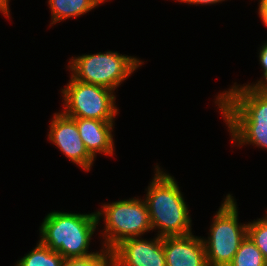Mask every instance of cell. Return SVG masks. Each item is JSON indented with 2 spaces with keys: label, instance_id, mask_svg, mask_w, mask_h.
<instances>
[{
  "label": "cell",
  "instance_id": "6da1fadb",
  "mask_svg": "<svg viewBox=\"0 0 267 266\" xmlns=\"http://www.w3.org/2000/svg\"><path fill=\"white\" fill-rule=\"evenodd\" d=\"M216 103L236 145L267 149V96L257 86L233 85Z\"/></svg>",
  "mask_w": 267,
  "mask_h": 266
},
{
  "label": "cell",
  "instance_id": "7a4b0ae2",
  "mask_svg": "<svg viewBox=\"0 0 267 266\" xmlns=\"http://www.w3.org/2000/svg\"><path fill=\"white\" fill-rule=\"evenodd\" d=\"M155 166V175L148 186L147 204L152 229L158 228L160 237L191 234V218L188 205L176 180Z\"/></svg>",
  "mask_w": 267,
  "mask_h": 266
},
{
  "label": "cell",
  "instance_id": "3957f363",
  "mask_svg": "<svg viewBox=\"0 0 267 266\" xmlns=\"http://www.w3.org/2000/svg\"><path fill=\"white\" fill-rule=\"evenodd\" d=\"M98 223L96 212H50L40 226L39 241L64 259L86 257L97 253H89L88 249Z\"/></svg>",
  "mask_w": 267,
  "mask_h": 266
},
{
  "label": "cell",
  "instance_id": "277c9868",
  "mask_svg": "<svg viewBox=\"0 0 267 266\" xmlns=\"http://www.w3.org/2000/svg\"><path fill=\"white\" fill-rule=\"evenodd\" d=\"M142 64L136 57L107 51L71 58L68 68L75 80L115 91Z\"/></svg>",
  "mask_w": 267,
  "mask_h": 266
},
{
  "label": "cell",
  "instance_id": "5b68a950",
  "mask_svg": "<svg viewBox=\"0 0 267 266\" xmlns=\"http://www.w3.org/2000/svg\"><path fill=\"white\" fill-rule=\"evenodd\" d=\"M234 197L228 194L203 239L208 266H228L247 236V224H239Z\"/></svg>",
  "mask_w": 267,
  "mask_h": 266
},
{
  "label": "cell",
  "instance_id": "8992f818",
  "mask_svg": "<svg viewBox=\"0 0 267 266\" xmlns=\"http://www.w3.org/2000/svg\"><path fill=\"white\" fill-rule=\"evenodd\" d=\"M104 216V248L112 250L122 240L143 236L153 231L147 204L143 199L132 198L104 204L102 210L96 212L98 222Z\"/></svg>",
  "mask_w": 267,
  "mask_h": 266
},
{
  "label": "cell",
  "instance_id": "52a82bcc",
  "mask_svg": "<svg viewBox=\"0 0 267 266\" xmlns=\"http://www.w3.org/2000/svg\"><path fill=\"white\" fill-rule=\"evenodd\" d=\"M61 92L65 109L62 113L68 117L114 121L118 113L114 91L106 87L84 83L71 77Z\"/></svg>",
  "mask_w": 267,
  "mask_h": 266
},
{
  "label": "cell",
  "instance_id": "ba28073f",
  "mask_svg": "<svg viewBox=\"0 0 267 266\" xmlns=\"http://www.w3.org/2000/svg\"><path fill=\"white\" fill-rule=\"evenodd\" d=\"M49 140L56 145L69 160L89 171L95 159L88 153L79 136L76 122L62 112L55 113L50 123Z\"/></svg>",
  "mask_w": 267,
  "mask_h": 266
},
{
  "label": "cell",
  "instance_id": "9c48e42d",
  "mask_svg": "<svg viewBox=\"0 0 267 266\" xmlns=\"http://www.w3.org/2000/svg\"><path fill=\"white\" fill-rule=\"evenodd\" d=\"M140 238L124 239L111 250L114 266H166L163 237Z\"/></svg>",
  "mask_w": 267,
  "mask_h": 266
},
{
  "label": "cell",
  "instance_id": "30bf717a",
  "mask_svg": "<svg viewBox=\"0 0 267 266\" xmlns=\"http://www.w3.org/2000/svg\"><path fill=\"white\" fill-rule=\"evenodd\" d=\"M166 266H208L203 239L188 234L163 237Z\"/></svg>",
  "mask_w": 267,
  "mask_h": 266
},
{
  "label": "cell",
  "instance_id": "8fae6325",
  "mask_svg": "<svg viewBox=\"0 0 267 266\" xmlns=\"http://www.w3.org/2000/svg\"><path fill=\"white\" fill-rule=\"evenodd\" d=\"M72 118L78 127L79 136L88 153L95 158L97 153L113 155V122L78 117Z\"/></svg>",
  "mask_w": 267,
  "mask_h": 266
},
{
  "label": "cell",
  "instance_id": "7c38bea8",
  "mask_svg": "<svg viewBox=\"0 0 267 266\" xmlns=\"http://www.w3.org/2000/svg\"><path fill=\"white\" fill-rule=\"evenodd\" d=\"M107 0H49L52 24L86 14Z\"/></svg>",
  "mask_w": 267,
  "mask_h": 266
},
{
  "label": "cell",
  "instance_id": "4fadbf2b",
  "mask_svg": "<svg viewBox=\"0 0 267 266\" xmlns=\"http://www.w3.org/2000/svg\"><path fill=\"white\" fill-rule=\"evenodd\" d=\"M64 258L38 241L36 247L17 261L16 266H63Z\"/></svg>",
  "mask_w": 267,
  "mask_h": 266
},
{
  "label": "cell",
  "instance_id": "5bb4252c",
  "mask_svg": "<svg viewBox=\"0 0 267 266\" xmlns=\"http://www.w3.org/2000/svg\"><path fill=\"white\" fill-rule=\"evenodd\" d=\"M228 266H267V261L253 241L246 236Z\"/></svg>",
  "mask_w": 267,
  "mask_h": 266
},
{
  "label": "cell",
  "instance_id": "9a60e30c",
  "mask_svg": "<svg viewBox=\"0 0 267 266\" xmlns=\"http://www.w3.org/2000/svg\"><path fill=\"white\" fill-rule=\"evenodd\" d=\"M63 266H114L110 250L101 249L100 252L86 257L67 258Z\"/></svg>",
  "mask_w": 267,
  "mask_h": 266
},
{
  "label": "cell",
  "instance_id": "2e32d148",
  "mask_svg": "<svg viewBox=\"0 0 267 266\" xmlns=\"http://www.w3.org/2000/svg\"><path fill=\"white\" fill-rule=\"evenodd\" d=\"M247 236L262 252L267 261V215L247 224Z\"/></svg>",
  "mask_w": 267,
  "mask_h": 266
},
{
  "label": "cell",
  "instance_id": "e0dca14e",
  "mask_svg": "<svg viewBox=\"0 0 267 266\" xmlns=\"http://www.w3.org/2000/svg\"><path fill=\"white\" fill-rule=\"evenodd\" d=\"M259 61L264 72V80H267V42L260 48Z\"/></svg>",
  "mask_w": 267,
  "mask_h": 266
},
{
  "label": "cell",
  "instance_id": "ac0fdd59",
  "mask_svg": "<svg viewBox=\"0 0 267 266\" xmlns=\"http://www.w3.org/2000/svg\"><path fill=\"white\" fill-rule=\"evenodd\" d=\"M259 17H261L262 22L267 26V0L259 1Z\"/></svg>",
  "mask_w": 267,
  "mask_h": 266
},
{
  "label": "cell",
  "instance_id": "d6986e66",
  "mask_svg": "<svg viewBox=\"0 0 267 266\" xmlns=\"http://www.w3.org/2000/svg\"><path fill=\"white\" fill-rule=\"evenodd\" d=\"M179 2H183V3H190V5H195V4H216V3H219V2H222V1H225V0H177Z\"/></svg>",
  "mask_w": 267,
  "mask_h": 266
},
{
  "label": "cell",
  "instance_id": "ffe728a7",
  "mask_svg": "<svg viewBox=\"0 0 267 266\" xmlns=\"http://www.w3.org/2000/svg\"><path fill=\"white\" fill-rule=\"evenodd\" d=\"M9 1L10 0H0V12L3 13L5 16L10 18L9 16Z\"/></svg>",
  "mask_w": 267,
  "mask_h": 266
},
{
  "label": "cell",
  "instance_id": "44dd1931",
  "mask_svg": "<svg viewBox=\"0 0 267 266\" xmlns=\"http://www.w3.org/2000/svg\"><path fill=\"white\" fill-rule=\"evenodd\" d=\"M247 86H257L267 96V80H260L256 84H247Z\"/></svg>",
  "mask_w": 267,
  "mask_h": 266
}]
</instances>
